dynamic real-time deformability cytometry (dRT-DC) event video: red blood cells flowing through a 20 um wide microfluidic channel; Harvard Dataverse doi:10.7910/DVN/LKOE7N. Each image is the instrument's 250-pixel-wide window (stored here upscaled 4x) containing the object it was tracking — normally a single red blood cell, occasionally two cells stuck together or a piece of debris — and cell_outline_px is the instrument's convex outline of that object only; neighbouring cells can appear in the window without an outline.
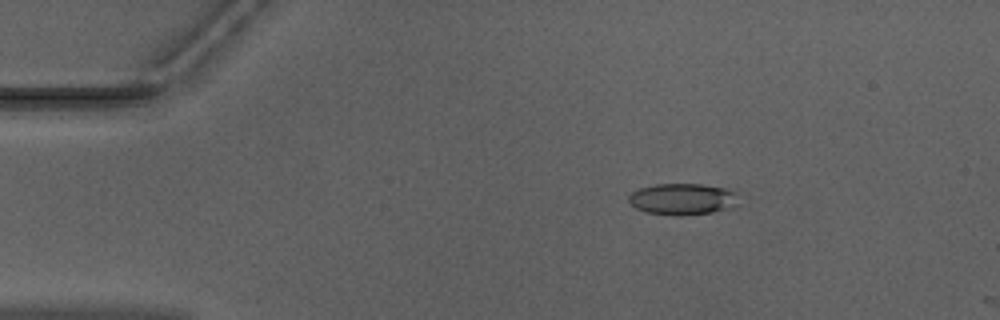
{"species": "Egyptian fruit bat (a non-hibernating species)", "species_latin": "Rousettus aegyptiacus", "temperature_condition": "warm", "stored_images_in_passage": 6, "camera_frame_rate_fps": 3000, "um_per_image_px": 0.085, "animal": {"sex": "male"}, "frame": {"image": 1, "passage_image": 5, "time_ms": 1.333, "image_size_px": [1000, 320], "cell_outline_px": [[740, 204], [732, 208], [712, 212], [680, 216], [644, 212], [636, 208], [628, 200], [628, 196], [632, 192], [640, 188], [656, 184], [700, 184], [724, 188], [732, 192]], "centroid_in_image_um": [58.0, 16.93], "position_along_channel_um": 27.0, "area_um2": 20.06}}